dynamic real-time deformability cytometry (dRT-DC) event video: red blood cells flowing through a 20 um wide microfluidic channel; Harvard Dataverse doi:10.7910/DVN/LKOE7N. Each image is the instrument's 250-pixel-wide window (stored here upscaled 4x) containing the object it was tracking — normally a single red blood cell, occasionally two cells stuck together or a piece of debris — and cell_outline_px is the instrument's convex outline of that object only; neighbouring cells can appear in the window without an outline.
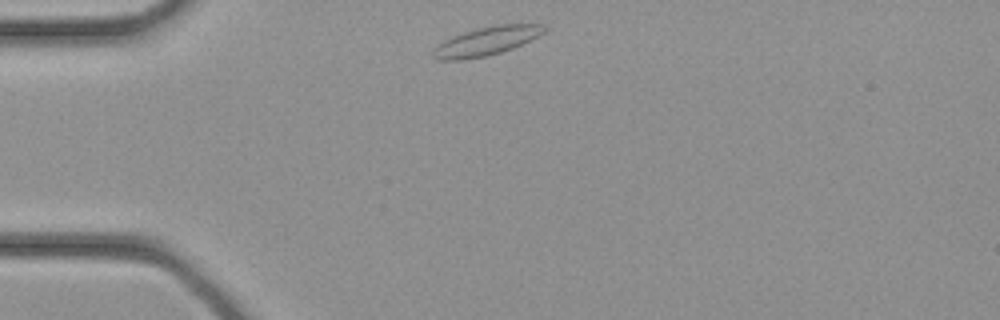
{"species": "common noctule bat (a hibernating species)", "species_latin": "Nyctalus noctula", "temperature_condition": "cold", "stored_images_in_passage": 27, "camera_frame_rate_fps": 3000, "um_per_image_px": 0.085, "animal": {"sex": "female", "body_mass_g": 21.9}, "frame": {"image": 1, "passage_image": 1, "time_ms": 0.0, "image_size_px": [1000, 320], "cell_outline_px": [[548, 32], [512, 48], [500, 52], [484, 56], [464, 60], [436, 60], [432, 56], [432, 48], [444, 40], [452, 36], [476, 28], [492, 24], [544, 24], [548, 28]], "centroid_in_image_um": [41.35, 3.48], "position_along_channel_um": 43.7, "area_um2": 18.84}}
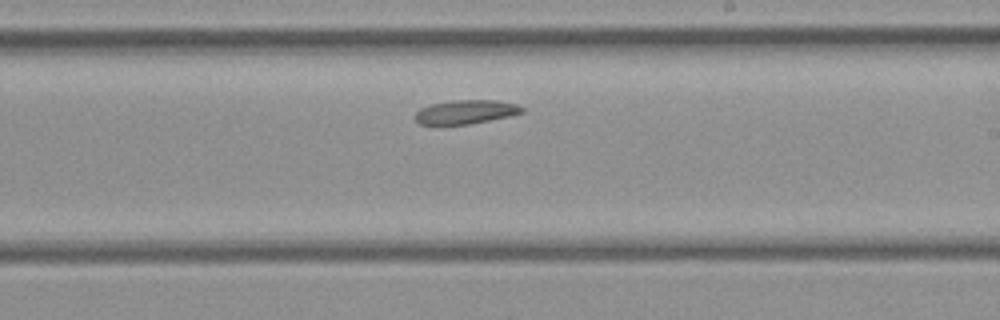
{"frame": {"image": 2, "passage_image": 13, "time_ms": 4.0, "image_size_px": [1000, 320], "cell_outline_px": [[524, 112], [512, 116], [468, 124], [420, 124], [412, 116], [420, 108], [432, 104], [452, 100], [496, 100], [516, 104], [524, 108]], "centroid_in_image_um": [39.6, 9.51], "position_along_channel_um": 249.4, "area_um2": 14.91}}
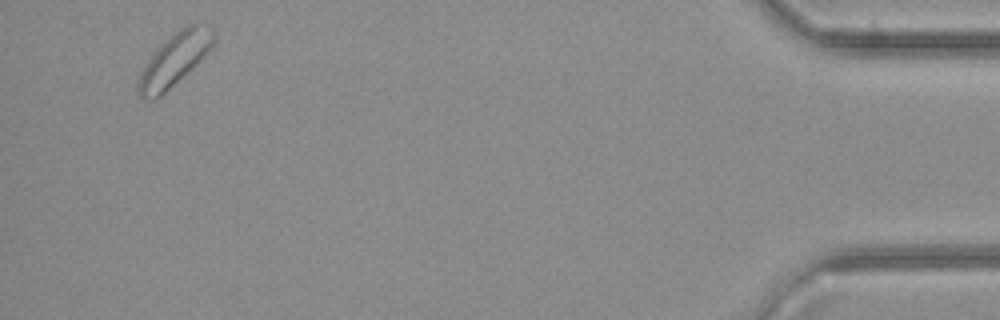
{"frame": {"image": 3, "passage_image": 26, "time_ms": 8.333, "image_size_px": [1000, 320], "cell_outline_px": [[216, 40], [212, 48], [196, 64], [160, 96], [152, 100], [144, 100], [140, 96], [136, 88], [144, 64], [156, 48], [160, 44], [180, 28], [196, 20], [200, 20], [208, 24], [216, 32]], "centroid_in_image_um": [14.88, 4.98], "position_along_channel_um": 420.3, "area_um2": 23.47}}